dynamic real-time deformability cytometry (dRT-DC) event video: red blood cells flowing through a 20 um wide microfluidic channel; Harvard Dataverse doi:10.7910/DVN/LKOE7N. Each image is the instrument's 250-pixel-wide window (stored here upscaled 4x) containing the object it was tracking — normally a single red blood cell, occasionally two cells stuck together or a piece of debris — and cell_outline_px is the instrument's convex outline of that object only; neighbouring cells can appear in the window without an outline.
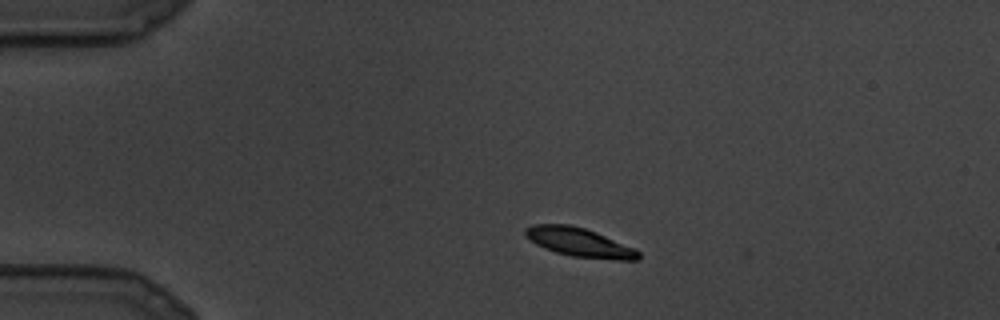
{"species": "common noctule bat (a hibernating species)", "species_latin": "Nyctalus noctula", "temperature_condition": "cold", "stored_images_in_passage": 25, "camera_frame_rate_fps": 3000, "um_per_image_px": 0.085, "animal": {"sex": "male", "body_mass_g": 19.5, "forearm_length_mm": 54.6}, "frame": {"image": 1, "passage_image": 3, "time_ms": 0.667, "image_size_px": [1000, 320], "cell_outline_px": [[640, 260], [616, 260], [572, 256], [556, 252], [544, 248], [536, 244], [524, 236], [524, 228], [532, 224], [568, 224], [584, 228], [596, 232], [636, 248], [640, 252]], "centroid_in_image_um": [49.25, 20.6], "position_along_channel_um": 35.7, "area_um2": 19.19}}
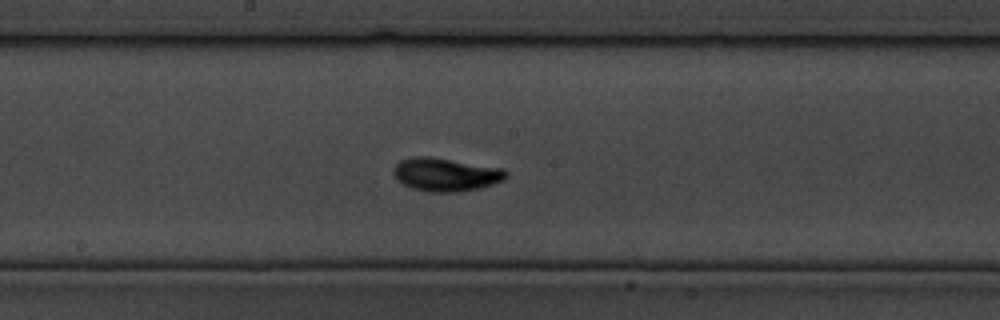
{"frame": {"image": 2, "passage_image": 12, "time_ms": 3.667, "image_size_px": [1000, 320], "cell_outline_px": [[508, 176], [504, 180], [480, 188], [456, 192], [428, 192], [412, 188], [404, 184], [392, 172], [392, 168], [400, 160], [412, 156], [432, 156], [504, 168], [508, 172]], "centroid_in_image_um": [37.91, 14.81], "position_along_channel_um": 210.3, "area_um2": 22.08}}
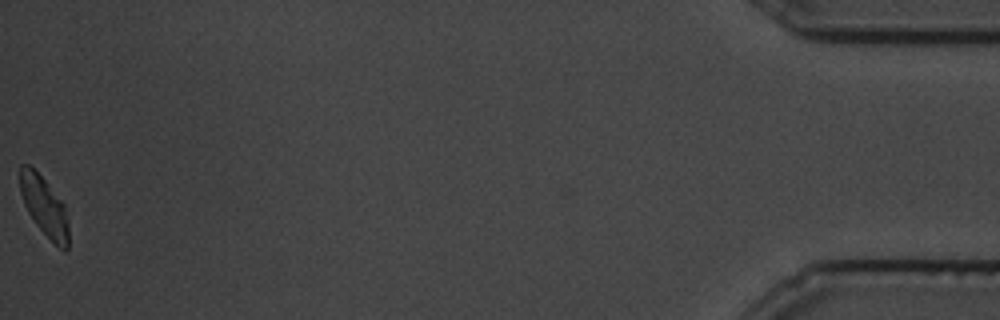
{"frame": {"image": 3, "passage_image": 25, "time_ms": 8.0, "image_size_px": [1000, 320], "cell_outline_px": [[68, 248], [64, 252], [36, 224], [28, 212], [24, 204], [20, 192], [20, 164], [28, 164], [44, 180], [64, 204], [68, 220]], "centroid_in_image_um": [3.76, 17.54], "position_along_channel_um": 431.4, "area_um2": 16.47}}